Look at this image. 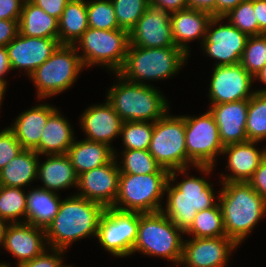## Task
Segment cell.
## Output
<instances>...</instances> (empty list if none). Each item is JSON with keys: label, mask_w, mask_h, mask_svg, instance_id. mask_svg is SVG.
<instances>
[{"label": "cell", "mask_w": 266, "mask_h": 267, "mask_svg": "<svg viewBox=\"0 0 266 267\" xmlns=\"http://www.w3.org/2000/svg\"><path fill=\"white\" fill-rule=\"evenodd\" d=\"M105 207L76 194L61 200L59 211L45 229L50 248L66 250L73 242L97 235Z\"/></svg>", "instance_id": "obj_1"}, {"label": "cell", "mask_w": 266, "mask_h": 267, "mask_svg": "<svg viewBox=\"0 0 266 267\" xmlns=\"http://www.w3.org/2000/svg\"><path fill=\"white\" fill-rule=\"evenodd\" d=\"M218 202L222 210L226 237L238 245L266 214V201L248 182L222 183Z\"/></svg>", "instance_id": "obj_2"}, {"label": "cell", "mask_w": 266, "mask_h": 267, "mask_svg": "<svg viewBox=\"0 0 266 267\" xmlns=\"http://www.w3.org/2000/svg\"><path fill=\"white\" fill-rule=\"evenodd\" d=\"M186 170L169 171V179L166 183L167 201L165 209L161 211L171 222L185 232L193 223V219L199 211L213 207L219 196H215L212 184L204 177L186 175ZM176 173L184 174L185 179L175 183ZM189 176V177H188ZM171 182L174 184H171ZM173 185V186H172Z\"/></svg>", "instance_id": "obj_3"}, {"label": "cell", "mask_w": 266, "mask_h": 267, "mask_svg": "<svg viewBox=\"0 0 266 267\" xmlns=\"http://www.w3.org/2000/svg\"><path fill=\"white\" fill-rule=\"evenodd\" d=\"M188 58L189 55L177 46L148 48L130 44L124 64L117 74L126 81L150 85L145 80L157 81L175 76Z\"/></svg>", "instance_id": "obj_4"}, {"label": "cell", "mask_w": 266, "mask_h": 267, "mask_svg": "<svg viewBox=\"0 0 266 267\" xmlns=\"http://www.w3.org/2000/svg\"><path fill=\"white\" fill-rule=\"evenodd\" d=\"M117 84L108 90L106 100L124 122H155L169 110V102L160 90L152 85L126 81L115 73Z\"/></svg>", "instance_id": "obj_5"}, {"label": "cell", "mask_w": 266, "mask_h": 267, "mask_svg": "<svg viewBox=\"0 0 266 267\" xmlns=\"http://www.w3.org/2000/svg\"><path fill=\"white\" fill-rule=\"evenodd\" d=\"M184 232L162 212L139 213V226L133 253L163 257L180 264ZM182 236V237H181Z\"/></svg>", "instance_id": "obj_6"}, {"label": "cell", "mask_w": 266, "mask_h": 267, "mask_svg": "<svg viewBox=\"0 0 266 267\" xmlns=\"http://www.w3.org/2000/svg\"><path fill=\"white\" fill-rule=\"evenodd\" d=\"M73 45H60L55 52L29 76L37 89V99L53 97L68 90L85 69Z\"/></svg>", "instance_id": "obj_7"}, {"label": "cell", "mask_w": 266, "mask_h": 267, "mask_svg": "<svg viewBox=\"0 0 266 267\" xmlns=\"http://www.w3.org/2000/svg\"><path fill=\"white\" fill-rule=\"evenodd\" d=\"M129 45V32L126 30H102L88 27L73 46L79 51L78 53L82 48L83 54L79 56L84 67L101 65L115 74L124 64Z\"/></svg>", "instance_id": "obj_8"}, {"label": "cell", "mask_w": 266, "mask_h": 267, "mask_svg": "<svg viewBox=\"0 0 266 267\" xmlns=\"http://www.w3.org/2000/svg\"><path fill=\"white\" fill-rule=\"evenodd\" d=\"M182 116L185 120L187 169L193 166L208 175L216 164L215 158L224 149L217 123L209 110L201 116Z\"/></svg>", "instance_id": "obj_9"}, {"label": "cell", "mask_w": 266, "mask_h": 267, "mask_svg": "<svg viewBox=\"0 0 266 267\" xmlns=\"http://www.w3.org/2000/svg\"><path fill=\"white\" fill-rule=\"evenodd\" d=\"M169 173L120 174L118 195L113 208L121 211L152 213L161 211Z\"/></svg>", "instance_id": "obj_10"}, {"label": "cell", "mask_w": 266, "mask_h": 267, "mask_svg": "<svg viewBox=\"0 0 266 267\" xmlns=\"http://www.w3.org/2000/svg\"><path fill=\"white\" fill-rule=\"evenodd\" d=\"M148 151L168 171L187 169L184 117L167 112L155 121Z\"/></svg>", "instance_id": "obj_11"}, {"label": "cell", "mask_w": 266, "mask_h": 267, "mask_svg": "<svg viewBox=\"0 0 266 267\" xmlns=\"http://www.w3.org/2000/svg\"><path fill=\"white\" fill-rule=\"evenodd\" d=\"M139 226V212L105 208L96 238L102 247L115 257L132 255Z\"/></svg>", "instance_id": "obj_12"}, {"label": "cell", "mask_w": 266, "mask_h": 267, "mask_svg": "<svg viewBox=\"0 0 266 267\" xmlns=\"http://www.w3.org/2000/svg\"><path fill=\"white\" fill-rule=\"evenodd\" d=\"M224 19V17L211 18L201 44L205 54L217 60L215 66L239 64L249 38L229 21L222 25L220 22Z\"/></svg>", "instance_id": "obj_13"}, {"label": "cell", "mask_w": 266, "mask_h": 267, "mask_svg": "<svg viewBox=\"0 0 266 267\" xmlns=\"http://www.w3.org/2000/svg\"><path fill=\"white\" fill-rule=\"evenodd\" d=\"M254 80L240 63L214 66L208 94L210 104L249 100L255 93L254 90H250Z\"/></svg>", "instance_id": "obj_14"}, {"label": "cell", "mask_w": 266, "mask_h": 267, "mask_svg": "<svg viewBox=\"0 0 266 267\" xmlns=\"http://www.w3.org/2000/svg\"><path fill=\"white\" fill-rule=\"evenodd\" d=\"M189 239L183 242L179 267H226L231 251L239 246L226 236Z\"/></svg>", "instance_id": "obj_15"}, {"label": "cell", "mask_w": 266, "mask_h": 267, "mask_svg": "<svg viewBox=\"0 0 266 267\" xmlns=\"http://www.w3.org/2000/svg\"><path fill=\"white\" fill-rule=\"evenodd\" d=\"M115 157L110 163L78 176L77 194L107 207H113L118 195L120 170ZM80 191V192H79Z\"/></svg>", "instance_id": "obj_16"}, {"label": "cell", "mask_w": 266, "mask_h": 267, "mask_svg": "<svg viewBox=\"0 0 266 267\" xmlns=\"http://www.w3.org/2000/svg\"><path fill=\"white\" fill-rule=\"evenodd\" d=\"M170 18L171 13L150 4L135 27L129 32L130 44L148 48L176 46Z\"/></svg>", "instance_id": "obj_17"}, {"label": "cell", "mask_w": 266, "mask_h": 267, "mask_svg": "<svg viewBox=\"0 0 266 267\" xmlns=\"http://www.w3.org/2000/svg\"><path fill=\"white\" fill-rule=\"evenodd\" d=\"M59 38L18 35L6 46L12 70L21 69L30 76L60 46Z\"/></svg>", "instance_id": "obj_18"}, {"label": "cell", "mask_w": 266, "mask_h": 267, "mask_svg": "<svg viewBox=\"0 0 266 267\" xmlns=\"http://www.w3.org/2000/svg\"><path fill=\"white\" fill-rule=\"evenodd\" d=\"M2 247L17 258L16 266L20 267L48 248L45 229L26 222L10 223Z\"/></svg>", "instance_id": "obj_19"}, {"label": "cell", "mask_w": 266, "mask_h": 267, "mask_svg": "<svg viewBox=\"0 0 266 267\" xmlns=\"http://www.w3.org/2000/svg\"><path fill=\"white\" fill-rule=\"evenodd\" d=\"M123 120L106 100L103 104L88 107L80 118L85 139L112 147L113 139L121 134Z\"/></svg>", "instance_id": "obj_20"}, {"label": "cell", "mask_w": 266, "mask_h": 267, "mask_svg": "<svg viewBox=\"0 0 266 267\" xmlns=\"http://www.w3.org/2000/svg\"><path fill=\"white\" fill-rule=\"evenodd\" d=\"M256 141H246L242 143H234L224 146L222 155L227 156L228 171L231 175L221 174V183L227 182H248L260 162L266 156V147L259 150L255 146Z\"/></svg>", "instance_id": "obj_21"}, {"label": "cell", "mask_w": 266, "mask_h": 267, "mask_svg": "<svg viewBox=\"0 0 266 267\" xmlns=\"http://www.w3.org/2000/svg\"><path fill=\"white\" fill-rule=\"evenodd\" d=\"M249 100L210 105L219 129V137L223 146L248 141L246 134L247 111Z\"/></svg>", "instance_id": "obj_22"}, {"label": "cell", "mask_w": 266, "mask_h": 267, "mask_svg": "<svg viewBox=\"0 0 266 267\" xmlns=\"http://www.w3.org/2000/svg\"><path fill=\"white\" fill-rule=\"evenodd\" d=\"M57 108L47 103L38 104L24 110L9 128L23 149L34 150L39 154V143L49 116Z\"/></svg>", "instance_id": "obj_23"}, {"label": "cell", "mask_w": 266, "mask_h": 267, "mask_svg": "<svg viewBox=\"0 0 266 267\" xmlns=\"http://www.w3.org/2000/svg\"><path fill=\"white\" fill-rule=\"evenodd\" d=\"M211 18L210 13L191 8L171 13L170 23L176 46L189 55L188 42L198 38L203 42Z\"/></svg>", "instance_id": "obj_24"}, {"label": "cell", "mask_w": 266, "mask_h": 267, "mask_svg": "<svg viewBox=\"0 0 266 267\" xmlns=\"http://www.w3.org/2000/svg\"><path fill=\"white\" fill-rule=\"evenodd\" d=\"M46 157L48 158L44 162H38L37 179L44 183V186L39 188L57 193V190L78 186V176L67 154Z\"/></svg>", "instance_id": "obj_25"}, {"label": "cell", "mask_w": 266, "mask_h": 267, "mask_svg": "<svg viewBox=\"0 0 266 267\" xmlns=\"http://www.w3.org/2000/svg\"><path fill=\"white\" fill-rule=\"evenodd\" d=\"M67 156L77 176L104 164H108L115 157H118L113 147L87 139L81 141L74 140L72 146L67 151Z\"/></svg>", "instance_id": "obj_26"}, {"label": "cell", "mask_w": 266, "mask_h": 267, "mask_svg": "<svg viewBox=\"0 0 266 267\" xmlns=\"http://www.w3.org/2000/svg\"><path fill=\"white\" fill-rule=\"evenodd\" d=\"M69 121L55 110L48 118L39 143V155L67 154L74 140Z\"/></svg>", "instance_id": "obj_27"}, {"label": "cell", "mask_w": 266, "mask_h": 267, "mask_svg": "<svg viewBox=\"0 0 266 267\" xmlns=\"http://www.w3.org/2000/svg\"><path fill=\"white\" fill-rule=\"evenodd\" d=\"M60 199L59 194L39 187L27 192L26 219L21 223L46 229L59 211Z\"/></svg>", "instance_id": "obj_28"}, {"label": "cell", "mask_w": 266, "mask_h": 267, "mask_svg": "<svg viewBox=\"0 0 266 267\" xmlns=\"http://www.w3.org/2000/svg\"><path fill=\"white\" fill-rule=\"evenodd\" d=\"M39 154L24 149L0 171V185L24 188L37 180Z\"/></svg>", "instance_id": "obj_29"}, {"label": "cell", "mask_w": 266, "mask_h": 267, "mask_svg": "<svg viewBox=\"0 0 266 267\" xmlns=\"http://www.w3.org/2000/svg\"><path fill=\"white\" fill-rule=\"evenodd\" d=\"M18 29L27 37L58 38V19L29 0L22 6Z\"/></svg>", "instance_id": "obj_30"}, {"label": "cell", "mask_w": 266, "mask_h": 267, "mask_svg": "<svg viewBox=\"0 0 266 267\" xmlns=\"http://www.w3.org/2000/svg\"><path fill=\"white\" fill-rule=\"evenodd\" d=\"M87 29V1L70 0L58 20L59 43L74 45Z\"/></svg>", "instance_id": "obj_31"}, {"label": "cell", "mask_w": 266, "mask_h": 267, "mask_svg": "<svg viewBox=\"0 0 266 267\" xmlns=\"http://www.w3.org/2000/svg\"><path fill=\"white\" fill-rule=\"evenodd\" d=\"M192 238H214L226 236L222 210L217 202L213 207L199 211L191 226L184 232Z\"/></svg>", "instance_id": "obj_32"}, {"label": "cell", "mask_w": 266, "mask_h": 267, "mask_svg": "<svg viewBox=\"0 0 266 267\" xmlns=\"http://www.w3.org/2000/svg\"><path fill=\"white\" fill-rule=\"evenodd\" d=\"M120 174L146 175L149 173H169L162 168L148 150H123Z\"/></svg>", "instance_id": "obj_33"}, {"label": "cell", "mask_w": 266, "mask_h": 267, "mask_svg": "<svg viewBox=\"0 0 266 267\" xmlns=\"http://www.w3.org/2000/svg\"><path fill=\"white\" fill-rule=\"evenodd\" d=\"M246 134L248 141L266 139V93L255 92L249 99Z\"/></svg>", "instance_id": "obj_34"}, {"label": "cell", "mask_w": 266, "mask_h": 267, "mask_svg": "<svg viewBox=\"0 0 266 267\" xmlns=\"http://www.w3.org/2000/svg\"><path fill=\"white\" fill-rule=\"evenodd\" d=\"M26 198L24 189L0 185V217L9 223H21L20 217L26 218Z\"/></svg>", "instance_id": "obj_35"}, {"label": "cell", "mask_w": 266, "mask_h": 267, "mask_svg": "<svg viewBox=\"0 0 266 267\" xmlns=\"http://www.w3.org/2000/svg\"><path fill=\"white\" fill-rule=\"evenodd\" d=\"M153 130V122H123L120 135L123 139L124 150H148Z\"/></svg>", "instance_id": "obj_36"}, {"label": "cell", "mask_w": 266, "mask_h": 267, "mask_svg": "<svg viewBox=\"0 0 266 267\" xmlns=\"http://www.w3.org/2000/svg\"><path fill=\"white\" fill-rule=\"evenodd\" d=\"M88 27L102 30L120 29L111 0L87 1Z\"/></svg>", "instance_id": "obj_37"}, {"label": "cell", "mask_w": 266, "mask_h": 267, "mask_svg": "<svg viewBox=\"0 0 266 267\" xmlns=\"http://www.w3.org/2000/svg\"><path fill=\"white\" fill-rule=\"evenodd\" d=\"M120 29L130 32L143 16L150 0H111Z\"/></svg>", "instance_id": "obj_38"}, {"label": "cell", "mask_w": 266, "mask_h": 267, "mask_svg": "<svg viewBox=\"0 0 266 267\" xmlns=\"http://www.w3.org/2000/svg\"><path fill=\"white\" fill-rule=\"evenodd\" d=\"M240 64L253 77L264 67L266 64V34L249 36Z\"/></svg>", "instance_id": "obj_39"}, {"label": "cell", "mask_w": 266, "mask_h": 267, "mask_svg": "<svg viewBox=\"0 0 266 267\" xmlns=\"http://www.w3.org/2000/svg\"><path fill=\"white\" fill-rule=\"evenodd\" d=\"M233 26L248 36L259 35V25L254 10V0H244L224 16Z\"/></svg>", "instance_id": "obj_40"}, {"label": "cell", "mask_w": 266, "mask_h": 267, "mask_svg": "<svg viewBox=\"0 0 266 267\" xmlns=\"http://www.w3.org/2000/svg\"><path fill=\"white\" fill-rule=\"evenodd\" d=\"M23 150L14 132L9 127L2 129L0 131V171Z\"/></svg>", "instance_id": "obj_41"}, {"label": "cell", "mask_w": 266, "mask_h": 267, "mask_svg": "<svg viewBox=\"0 0 266 267\" xmlns=\"http://www.w3.org/2000/svg\"><path fill=\"white\" fill-rule=\"evenodd\" d=\"M48 250L52 253H49ZM64 252L66 251L56 248L45 249L40 255L23 263L20 267H60L63 263Z\"/></svg>", "instance_id": "obj_42"}, {"label": "cell", "mask_w": 266, "mask_h": 267, "mask_svg": "<svg viewBox=\"0 0 266 267\" xmlns=\"http://www.w3.org/2000/svg\"><path fill=\"white\" fill-rule=\"evenodd\" d=\"M248 183L266 201V156L262 159Z\"/></svg>", "instance_id": "obj_43"}, {"label": "cell", "mask_w": 266, "mask_h": 267, "mask_svg": "<svg viewBox=\"0 0 266 267\" xmlns=\"http://www.w3.org/2000/svg\"><path fill=\"white\" fill-rule=\"evenodd\" d=\"M22 6L19 0H0V20H19Z\"/></svg>", "instance_id": "obj_44"}, {"label": "cell", "mask_w": 266, "mask_h": 267, "mask_svg": "<svg viewBox=\"0 0 266 267\" xmlns=\"http://www.w3.org/2000/svg\"><path fill=\"white\" fill-rule=\"evenodd\" d=\"M36 6L42 8L50 16L59 20L66 4L70 0H30Z\"/></svg>", "instance_id": "obj_45"}, {"label": "cell", "mask_w": 266, "mask_h": 267, "mask_svg": "<svg viewBox=\"0 0 266 267\" xmlns=\"http://www.w3.org/2000/svg\"><path fill=\"white\" fill-rule=\"evenodd\" d=\"M19 20H0V45L7 46L19 33Z\"/></svg>", "instance_id": "obj_46"}, {"label": "cell", "mask_w": 266, "mask_h": 267, "mask_svg": "<svg viewBox=\"0 0 266 267\" xmlns=\"http://www.w3.org/2000/svg\"><path fill=\"white\" fill-rule=\"evenodd\" d=\"M150 4L168 13H174L189 8L187 0H150Z\"/></svg>", "instance_id": "obj_47"}, {"label": "cell", "mask_w": 266, "mask_h": 267, "mask_svg": "<svg viewBox=\"0 0 266 267\" xmlns=\"http://www.w3.org/2000/svg\"><path fill=\"white\" fill-rule=\"evenodd\" d=\"M254 10L259 25V35L266 34V0H254Z\"/></svg>", "instance_id": "obj_48"}, {"label": "cell", "mask_w": 266, "mask_h": 267, "mask_svg": "<svg viewBox=\"0 0 266 267\" xmlns=\"http://www.w3.org/2000/svg\"><path fill=\"white\" fill-rule=\"evenodd\" d=\"M191 9L208 12L212 17H216V0H187Z\"/></svg>", "instance_id": "obj_49"}, {"label": "cell", "mask_w": 266, "mask_h": 267, "mask_svg": "<svg viewBox=\"0 0 266 267\" xmlns=\"http://www.w3.org/2000/svg\"><path fill=\"white\" fill-rule=\"evenodd\" d=\"M12 70L11 64L8 58V52L6 46L0 45V82H2L7 87V81L4 75Z\"/></svg>", "instance_id": "obj_50"}, {"label": "cell", "mask_w": 266, "mask_h": 267, "mask_svg": "<svg viewBox=\"0 0 266 267\" xmlns=\"http://www.w3.org/2000/svg\"><path fill=\"white\" fill-rule=\"evenodd\" d=\"M244 0H216V17H224Z\"/></svg>", "instance_id": "obj_51"}, {"label": "cell", "mask_w": 266, "mask_h": 267, "mask_svg": "<svg viewBox=\"0 0 266 267\" xmlns=\"http://www.w3.org/2000/svg\"><path fill=\"white\" fill-rule=\"evenodd\" d=\"M254 79L256 80H260V82H262L263 84H266V64L264 65V67L255 75ZM255 92L258 93H266V88L260 89V90H256Z\"/></svg>", "instance_id": "obj_52"}, {"label": "cell", "mask_w": 266, "mask_h": 267, "mask_svg": "<svg viewBox=\"0 0 266 267\" xmlns=\"http://www.w3.org/2000/svg\"><path fill=\"white\" fill-rule=\"evenodd\" d=\"M9 224L10 223L6 219L0 217V246L3 245L5 232Z\"/></svg>", "instance_id": "obj_53"}, {"label": "cell", "mask_w": 266, "mask_h": 267, "mask_svg": "<svg viewBox=\"0 0 266 267\" xmlns=\"http://www.w3.org/2000/svg\"><path fill=\"white\" fill-rule=\"evenodd\" d=\"M6 89H7V87L2 82H0V107H1L2 101L4 99L3 97H4V94L6 92Z\"/></svg>", "instance_id": "obj_54"}, {"label": "cell", "mask_w": 266, "mask_h": 267, "mask_svg": "<svg viewBox=\"0 0 266 267\" xmlns=\"http://www.w3.org/2000/svg\"><path fill=\"white\" fill-rule=\"evenodd\" d=\"M10 264H7V263H0V267H11L9 266Z\"/></svg>", "instance_id": "obj_55"}, {"label": "cell", "mask_w": 266, "mask_h": 267, "mask_svg": "<svg viewBox=\"0 0 266 267\" xmlns=\"http://www.w3.org/2000/svg\"><path fill=\"white\" fill-rule=\"evenodd\" d=\"M60 267H72V266L71 265H65L64 263H62Z\"/></svg>", "instance_id": "obj_56"}, {"label": "cell", "mask_w": 266, "mask_h": 267, "mask_svg": "<svg viewBox=\"0 0 266 267\" xmlns=\"http://www.w3.org/2000/svg\"><path fill=\"white\" fill-rule=\"evenodd\" d=\"M22 4H24L25 2L29 1V0H19Z\"/></svg>", "instance_id": "obj_57"}]
</instances>
